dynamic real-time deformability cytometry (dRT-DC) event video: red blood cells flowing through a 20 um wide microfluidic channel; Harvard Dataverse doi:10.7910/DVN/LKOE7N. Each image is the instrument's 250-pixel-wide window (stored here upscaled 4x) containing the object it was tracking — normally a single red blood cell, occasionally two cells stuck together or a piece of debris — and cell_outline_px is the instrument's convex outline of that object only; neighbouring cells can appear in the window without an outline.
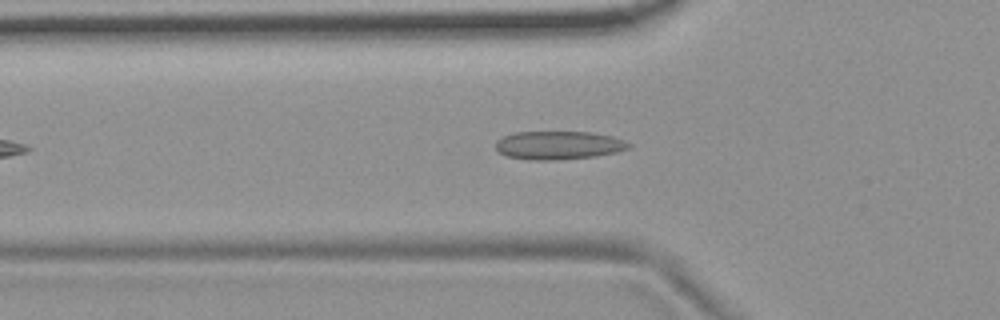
{"species": "common noctule bat (a hibernating species)", "species_latin": "Nyctalus noctula", "temperature_condition": "room temperature", "stored_images_in_passage": 45, "camera_frame_rate_fps": 3000, "um_per_image_px": 0.085, "animal": {"sex": "female", "body_mass_g": 19.9}, "frame": {"image": 1, "passage_image": 9, "time_ms": 2.667, "image_size_px": [1000, 320], "cell_outline_px": [[632, 144], [628, 148], [616, 152], [592, 156], [556, 160], [532, 160], [508, 156], [496, 152], [496, 140], [504, 136], [516, 132], [588, 132], [612, 136], [624, 140]], "centroid_in_image_um": [47.45, 12.34], "position_along_channel_um": 78.4, "area_um2": 21.85}}
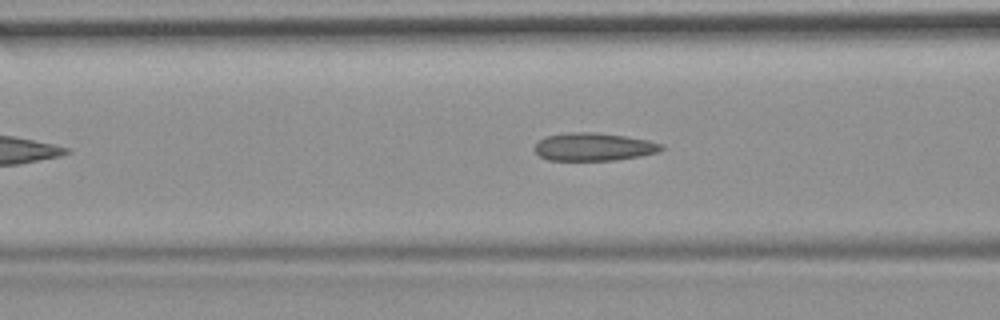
{"frame": {"image": 2, "passage_image": 12, "time_ms": 3.667, "image_size_px": [1000, 320], "cell_outline_px": [[664, 148], [660, 152], [640, 156], [616, 160], [548, 160], [540, 156], [532, 148], [540, 140], [548, 136], [568, 132], [596, 132], [624, 136], [648, 140], [664, 144]], "centroid_in_image_um": [50.49, 12.48], "position_along_channel_um": 116.1, "area_um2": 20.69}}
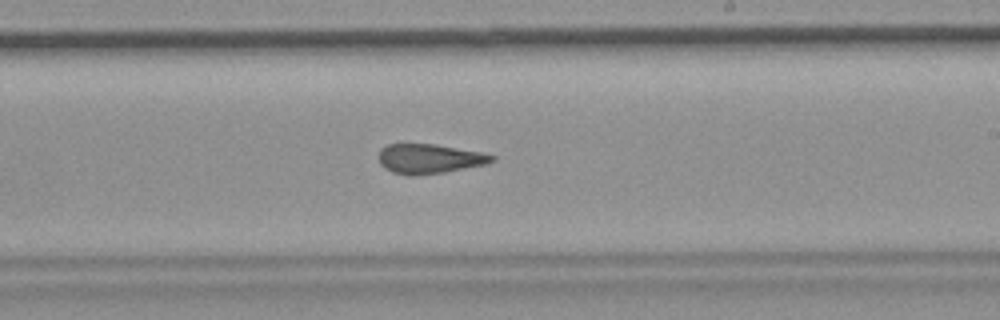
{"frame": {"image": 3, "passage_image": 23, "time_ms": 7.333, "image_size_px": [1000, 320], "cell_outline_px": [[496, 160], [484, 164], [444, 172], [416, 176], [408, 176], [392, 172], [384, 168], [380, 164], [380, 148], [388, 144], [436, 144], [484, 152], [496, 156]], "centroid_in_image_um": [36.51, 13.49], "position_along_channel_um": 252.5, "area_um2": 19.65}, "authors_computed_cell_mechanics": {"area_um2": 20.4612, "velocity_mm_per_s": 3.7334, "shape_relaxation_time_tau1_ms": null, "shape_relaxation_time_tau2_ms": 2.4391, "deformation_change_tau1": null, "deformation_change_tau2": 0.099}}